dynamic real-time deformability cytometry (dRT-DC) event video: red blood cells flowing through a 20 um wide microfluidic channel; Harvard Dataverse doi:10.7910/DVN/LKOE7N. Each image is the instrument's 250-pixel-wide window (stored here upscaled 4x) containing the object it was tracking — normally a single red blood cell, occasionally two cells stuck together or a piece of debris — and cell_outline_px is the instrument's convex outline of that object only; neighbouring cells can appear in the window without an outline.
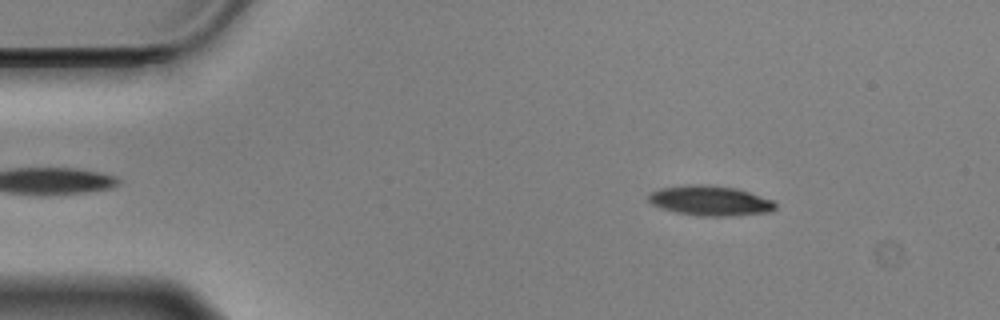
{"species": "Egyptian fruit bat (a non-hibernating species)", "species_latin": "Rousettus aegyptiacus", "temperature_condition": "cold", "stored_images_in_passage": 55, "camera_frame_rate_fps": 3000, "um_per_image_px": 0.085, "animal": {"sex": "male"}, "frame": {"image": 1, "passage_image": 7, "time_ms": 2.0, "image_size_px": [1000, 320], "cell_outline_px": [[776, 208], [772, 212], [732, 216], [700, 216], [676, 212], [660, 208], [652, 204], [648, 200], [648, 192], [660, 188], [688, 184], [708, 184], [736, 188], [772, 200], [776, 204]], "centroid_in_image_um": [60.34, 17.06], "position_along_channel_um": 24.7, "area_um2": 22.37}}
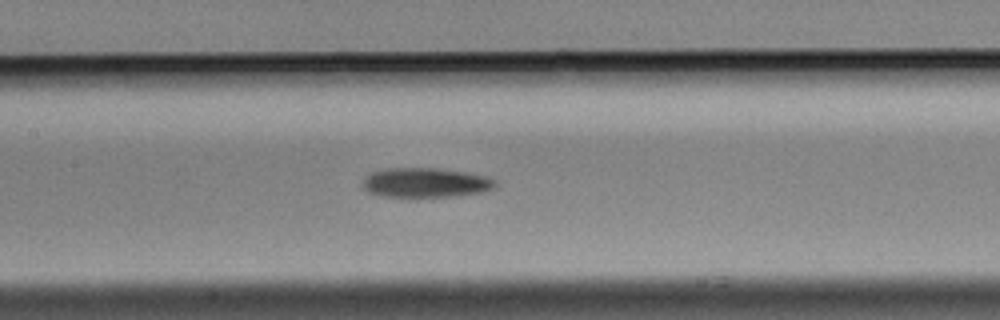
{"frame": {"image": 2, "passage_image": 25, "time_ms": 8.0, "image_size_px": [1000, 320], "cell_outline_px": [[496, 188], [484, 192], [456, 196], [384, 196], [368, 192], [360, 184], [364, 176], [372, 172], [384, 168], [436, 168], [464, 172], [488, 176], [496, 180]], "centroid_in_image_um": [36.18, 15.51], "position_along_channel_um": 171.2, "area_um2": 23.0}}
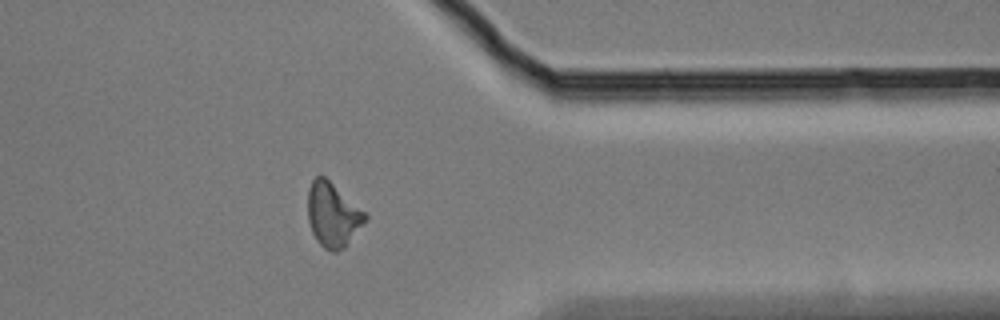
{"frame": {"image": 3, "passage_image": 44, "time_ms": 14.333, "image_size_px": [1000, 320], "cell_outline_px": [[368, 220], [344, 248], [336, 252], [332, 252], [324, 248], [316, 240], [312, 232], [308, 220], [308, 188], [312, 180], [316, 176], [324, 176], [368, 212]], "centroid_in_image_um": [28.33, 18.26], "position_along_channel_um": 383.1, "area_um2": 21.91}, "authors_computed_cell_mechanics": {"area_um2": 21.9062, "velocity_mm_per_s": 3.5259, "shape_relaxation_time_tau1_ms": 9.7215, "shape_relaxation_time_tau2_ms": null, "deformation_change_tau1": 0.1852, "deformation_change_tau2": null}}